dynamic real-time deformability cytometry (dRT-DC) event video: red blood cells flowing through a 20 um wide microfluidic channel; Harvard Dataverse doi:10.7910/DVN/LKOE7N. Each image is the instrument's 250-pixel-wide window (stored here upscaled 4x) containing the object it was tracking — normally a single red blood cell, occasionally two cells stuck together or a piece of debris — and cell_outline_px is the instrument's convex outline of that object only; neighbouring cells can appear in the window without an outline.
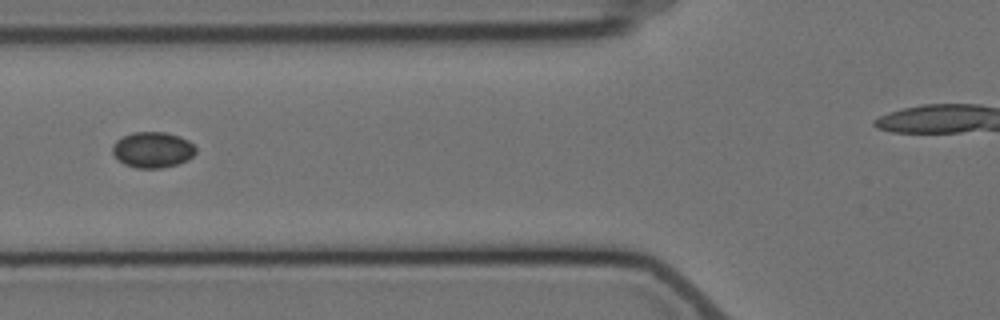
{"species": "Egyptian fruit bat (a non-hibernating species)", "species_latin": "Rousettus aegyptiacus", "temperature_condition": "cold", "stored_images_in_passage": 11, "camera_frame_rate_fps": 3000, "um_per_image_px": 0.085, "animal": {"sex": "female"}, "frame": {"image": 1, "passage_image": 5, "time_ms": 4.667, "image_size_px": [1000, 320], "cell_outline_px": [[196, 152], [188, 160], [176, 164], [160, 168], [136, 168], [124, 164], [112, 152], [112, 144], [116, 140], [132, 132], [164, 132], [180, 136], [188, 140], [196, 148]], "centroid_in_image_um": [12.97, 12.72], "position_along_channel_um": 112.8, "area_um2": 17.34}}
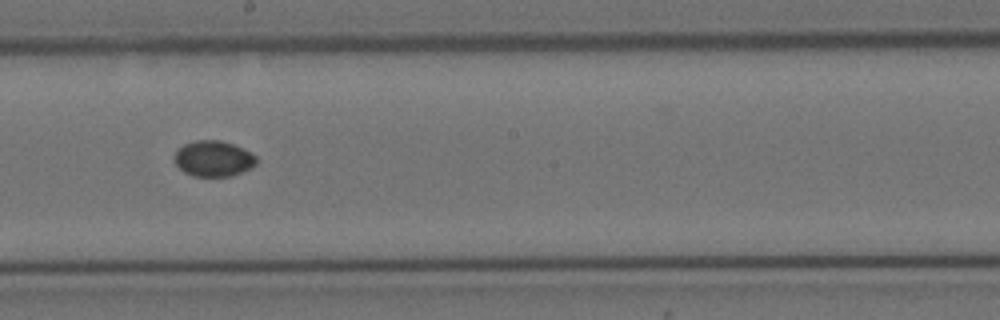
{"frame": {"image": 2, "passage_image": 8, "time_ms": 8.0, "image_size_px": [1000, 320], "cell_outline_px": [[256, 164], [232, 176], [192, 176], [184, 172], [176, 164], [176, 148], [184, 144], [196, 140], [220, 140], [232, 144], [256, 156]], "centroid_in_image_um": [18.11, 13.48], "position_along_channel_um": 230.1, "area_um2": 16.76}}
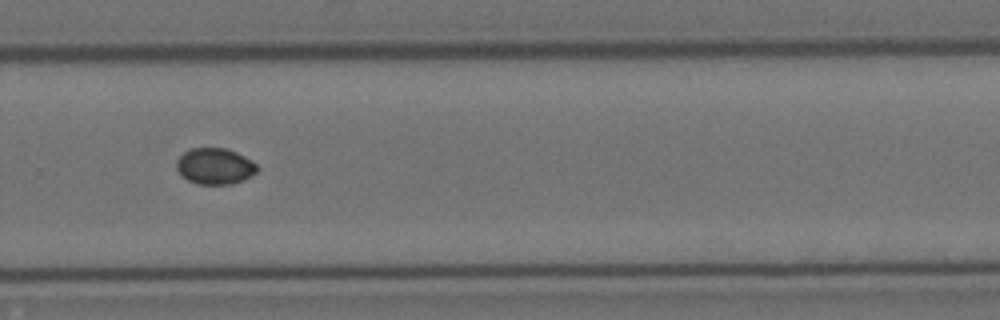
{"frame": {"image": 3, "passage_image": 10, "time_ms": 10.333, "image_size_px": [1000, 320], "cell_outline_px": [[260, 168], [256, 172], [244, 180], [232, 184], [196, 184], [188, 180], [176, 168], [176, 160], [184, 152], [192, 148], [224, 148], [236, 152], [252, 160]], "centroid_in_image_um": [18.28, 14.13], "position_along_channel_um": 311.5, "area_um2": 16.99}}